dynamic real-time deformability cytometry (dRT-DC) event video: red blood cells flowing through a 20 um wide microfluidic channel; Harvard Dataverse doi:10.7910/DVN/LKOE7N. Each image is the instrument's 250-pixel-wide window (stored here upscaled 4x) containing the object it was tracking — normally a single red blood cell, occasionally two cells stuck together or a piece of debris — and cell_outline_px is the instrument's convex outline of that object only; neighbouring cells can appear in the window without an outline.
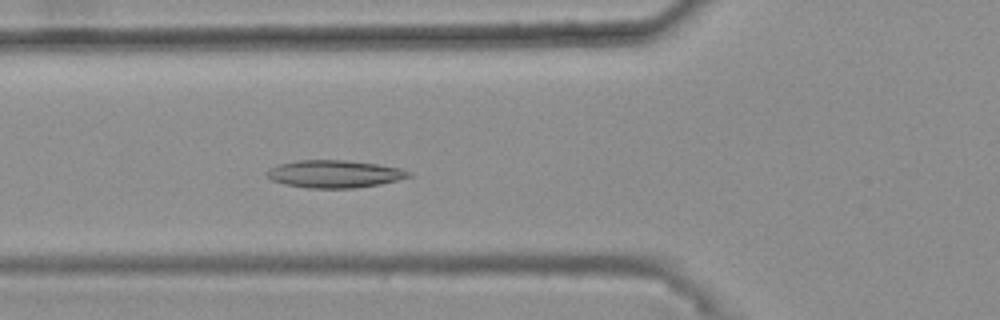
{"species": "common noctule bat (a hibernating species)", "species_latin": "Nyctalus noctula", "temperature_condition": "warm", "stored_images_in_passage": 45, "camera_frame_rate_fps": 3000, "um_per_image_px": 0.085, "animal": {"sex": "female", "body_mass_g": 25.1}, "frame": {"image": 1, "passage_image": 19, "time_ms": 6.0, "image_size_px": [1000, 320], "cell_outline_px": [[412, 176], [380, 184], [356, 188], [304, 188], [284, 184], [272, 180], [268, 176], [268, 172], [272, 168], [280, 164], [296, 160], [344, 160], [376, 164], [400, 168], [412, 172]], "centroid_in_image_um": [28.46, 14.79], "position_along_channel_um": 97.3, "area_um2": 22.6}}
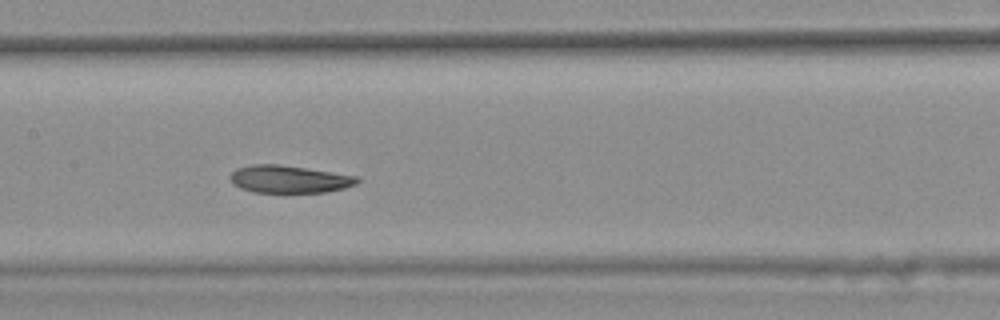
{"frame": {"image": 2, "passage_image": 26, "time_ms": 8.333, "image_size_px": [1000, 320], "cell_outline_px": [[360, 180], [356, 184], [344, 188], [328, 192], [252, 192], [240, 188], [232, 184], [228, 176], [236, 168], [252, 164], [276, 164], [304, 168], [356, 176]], "centroid_in_image_um": [24.51, 15.23], "position_along_channel_um": 182.9, "area_um2": 20.29}}
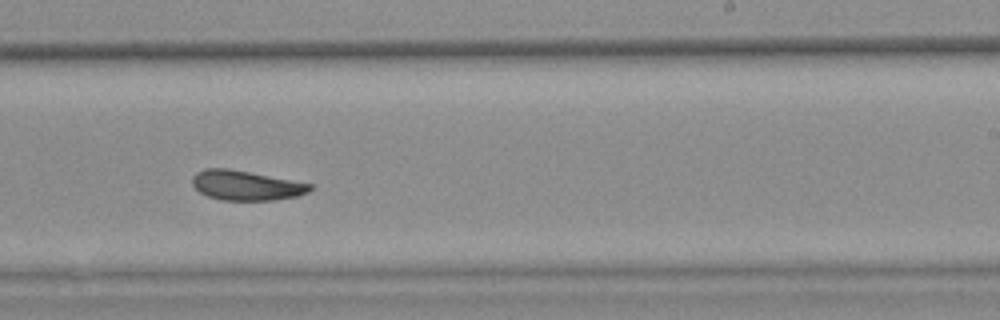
{"frame": {"image": 3, "passage_image": 33, "time_ms": 10.667, "image_size_px": [1000, 320], "cell_outline_px": [[312, 188], [308, 192], [296, 196], [276, 200], [224, 200], [208, 196], [200, 192], [192, 184], [192, 176], [196, 172], [204, 168], [228, 168], [312, 184]], "centroid_in_image_um": [20.88, 15.75], "position_along_channel_um": 268.1, "area_um2": 20.23}, "authors_computed_cell_mechanics": {"area_um2": 21.5016, "velocity_mm_per_s": 3.662, "shape_relaxation_time_tau1_ms": null, "shape_relaxation_time_tau2_ms": 5.6153, "deformation_change_tau1": null, "deformation_change_tau2": 0.1259}}